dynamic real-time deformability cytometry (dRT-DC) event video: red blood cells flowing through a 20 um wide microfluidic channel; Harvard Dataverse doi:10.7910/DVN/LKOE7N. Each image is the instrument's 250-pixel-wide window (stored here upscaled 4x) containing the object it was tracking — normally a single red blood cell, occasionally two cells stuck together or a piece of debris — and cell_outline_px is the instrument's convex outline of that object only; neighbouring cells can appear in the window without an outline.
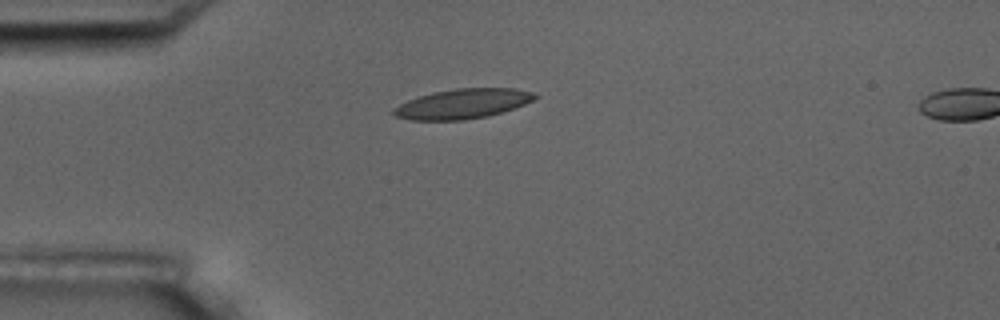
{"species": "common noctule bat (a hibernating species)", "species_latin": "Nyctalus noctula", "temperature_condition": "room temperature", "stored_images_in_passage": 6, "camera_frame_rate_fps": 3000, "um_per_image_px": 0.085, "animal": {"sex": "male", "body_mass_g": 17.5, "forearm_length_mm": 52.3}, "frame": {"image": 1, "passage_image": 4, "time_ms": 4.333, "image_size_px": [1000, 320], "cell_outline_px": [[540, 96], [524, 104], [488, 116], [464, 120], [412, 120], [396, 116], [392, 112], [392, 108], [408, 100], [432, 92], [456, 88], [512, 88], [536, 92]], "centroid_in_image_um": [39.33, 8.81], "position_along_channel_um": 45.7, "area_um2": 24.45}}